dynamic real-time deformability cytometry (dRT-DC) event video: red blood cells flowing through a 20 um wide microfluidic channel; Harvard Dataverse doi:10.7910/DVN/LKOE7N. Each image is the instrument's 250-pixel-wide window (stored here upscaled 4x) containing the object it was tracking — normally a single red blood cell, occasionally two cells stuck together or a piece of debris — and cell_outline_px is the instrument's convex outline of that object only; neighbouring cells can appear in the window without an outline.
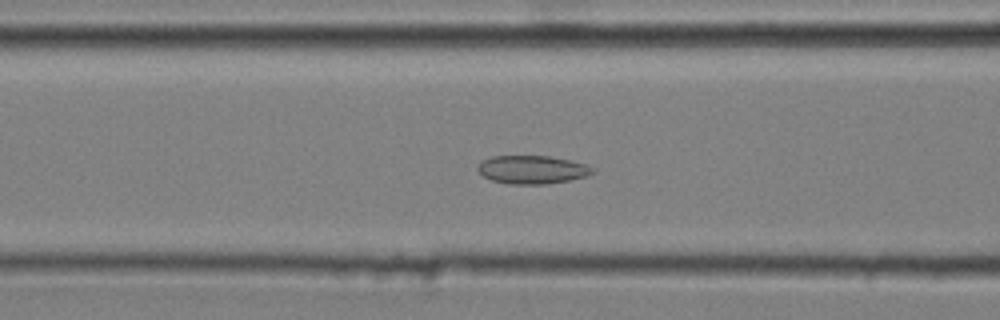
{"species": "common noctule bat (a hibernating species)", "species_latin": "Nyctalus noctula", "temperature_condition": "cold", "stored_images_in_passage": 36, "camera_frame_rate_fps": 3000, "um_per_image_px": 0.085, "animal": {"sex": "male", "body_mass_g": 20.4}, "frame": {"image": 1, "passage_image": 5, "time_ms": 1.333, "image_size_px": [1000, 320], "cell_outline_px": [[596, 172], [584, 176], [568, 180], [544, 184], [508, 184], [492, 180], [484, 176], [476, 168], [480, 160], [492, 156], [548, 156], [588, 164], [596, 168]], "centroid_in_image_um": [45.23, 14.41], "position_along_channel_um": 121.4, "area_um2": 18.96}}
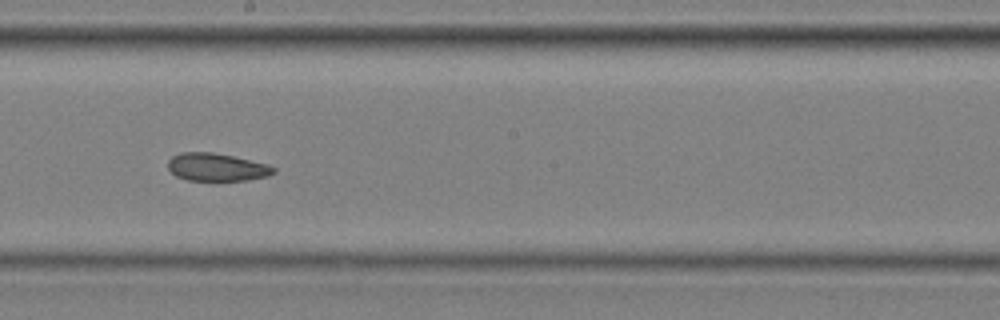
{"frame": {"image": 2, "passage_image": 14, "time_ms": 4.333, "image_size_px": [1000, 320], "cell_outline_px": [[276, 172], [268, 176], [248, 180], [188, 180], [176, 176], [168, 168], [168, 160], [172, 156], [180, 152], [212, 152], [232, 156], [268, 164], [276, 168]], "centroid_in_image_um": [18.42, 14.2], "position_along_channel_um": 229.8, "area_um2": 17.11}}
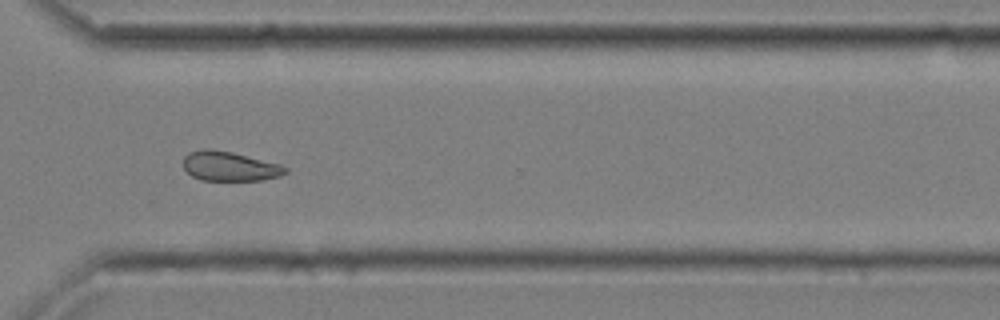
{"frame": {"image": 3, "passage_image": 24, "time_ms": 7.667, "image_size_px": [1000, 320], "cell_outline_px": [[288, 172], [280, 176], [264, 180], [200, 180], [192, 176], [184, 168], [184, 156], [188, 152], [204, 148], [208, 148], [232, 152], [280, 164], [288, 168]], "centroid_in_image_um": [19.52, 14.13], "position_along_channel_um": 351.1, "area_um2": 17.63}}